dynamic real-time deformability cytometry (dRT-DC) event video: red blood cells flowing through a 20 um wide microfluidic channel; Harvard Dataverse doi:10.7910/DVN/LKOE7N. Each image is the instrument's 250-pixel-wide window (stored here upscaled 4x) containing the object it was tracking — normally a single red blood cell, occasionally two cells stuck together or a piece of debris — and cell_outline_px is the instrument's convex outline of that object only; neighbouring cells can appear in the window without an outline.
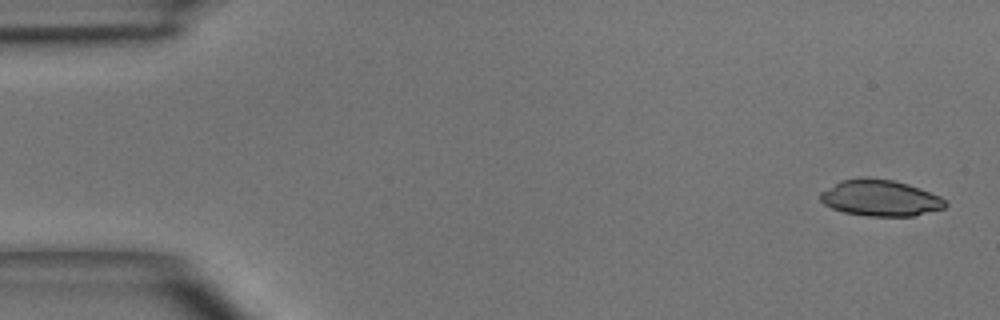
{"species": "common noctule bat (a hibernating species)", "species_latin": "Nyctalus noctula", "temperature_condition": "room temperature", "stored_images_in_passage": 4, "camera_frame_rate_fps": 3000, "um_per_image_px": 0.085, "animal": {"sex": "male", "body_mass_g": 15.6}, "frame": {"image": 1, "passage_image": 1, "time_ms": 0.0, "image_size_px": [1000, 320], "cell_outline_px": [[948, 204], [944, 208], [912, 216], [868, 216], [844, 212], [832, 208], [824, 204], [820, 200], [820, 192], [840, 180], [892, 180], [908, 184], [940, 196]], "centroid_in_image_um": [74.83, 16.86], "position_along_channel_um": 10.2, "area_um2": 25.66}}
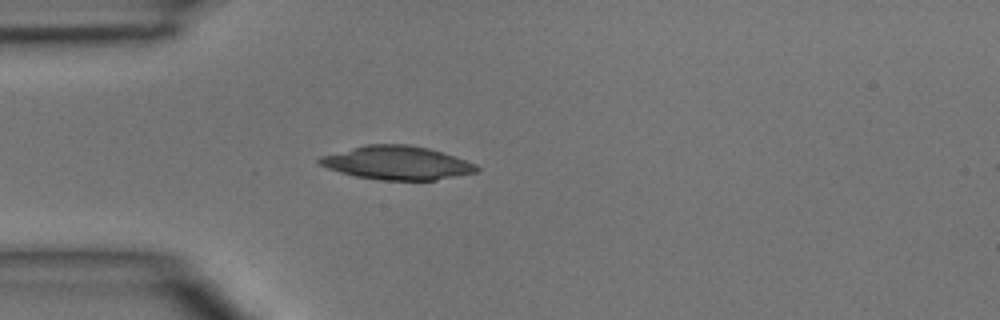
{"frame": {"image": 2, "passage_image": 4, "time_ms": 3.667, "image_size_px": [1000, 320], "cell_outline_px": [[480, 168], [476, 172], [436, 180], [384, 180], [356, 176], [340, 172], [328, 168], [320, 164], [316, 160], [320, 156], [364, 144], [408, 144], [428, 148], [476, 164]], "centroid_in_image_um": [33.71, 13.84], "position_along_channel_um": 51.3, "area_um2": 30.52}}